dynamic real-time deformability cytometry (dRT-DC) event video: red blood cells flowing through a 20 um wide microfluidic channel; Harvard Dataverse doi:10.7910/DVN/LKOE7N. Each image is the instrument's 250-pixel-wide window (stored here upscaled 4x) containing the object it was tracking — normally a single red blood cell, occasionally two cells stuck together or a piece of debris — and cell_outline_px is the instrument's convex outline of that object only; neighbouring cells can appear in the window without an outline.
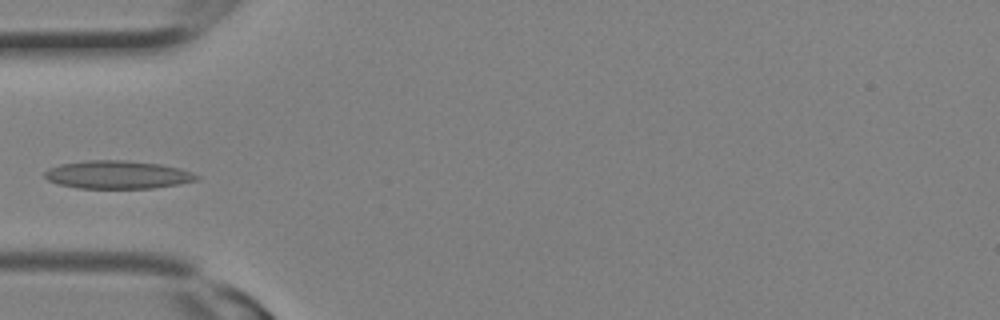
{"species": "Egyptian fruit bat (a non-hibernating species)", "species_latin": "Rousettus aegyptiacus", "temperature_condition": "room temperature", "stored_images_in_passage": 3, "camera_frame_rate_fps": 3000, "um_per_image_px": 0.085, "animal": {"sex": "female"}, "frame": {"image": 1, "passage_image": 3, "time_ms": 0.667, "image_size_px": [1000, 320], "cell_outline_px": [[200, 180], [152, 188], [76, 188], [56, 184], [48, 180], [44, 176], [44, 172], [48, 168], [60, 164], [88, 160], [128, 160], [160, 164], [180, 168], [192, 172], [200, 176]], "centroid_in_image_um": [9.98, 14.85], "position_along_channel_um": 75.0, "area_um2": 25.03}}